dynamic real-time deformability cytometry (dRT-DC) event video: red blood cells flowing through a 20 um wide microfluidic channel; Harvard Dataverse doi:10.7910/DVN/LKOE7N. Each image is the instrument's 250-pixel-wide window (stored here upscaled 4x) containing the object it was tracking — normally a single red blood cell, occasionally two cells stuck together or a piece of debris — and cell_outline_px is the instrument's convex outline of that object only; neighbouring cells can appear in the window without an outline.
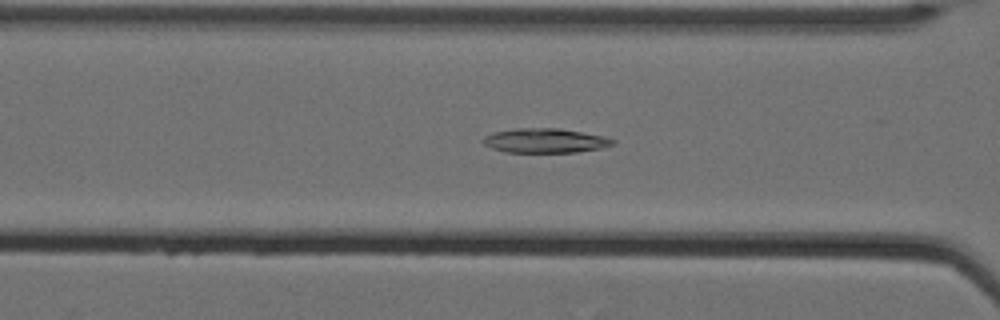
{"species": "Egyptian fruit bat (a non-hibernating species)", "species_latin": "Rousettus aegyptiacus", "temperature_condition": "cold", "stored_images_in_passage": 41, "camera_frame_rate_fps": 3000, "um_per_image_px": 0.085, "animal": {"sex": "female"}, "frame": {"image": 1, "passage_image": 9, "time_ms": 2.667, "image_size_px": [1000, 320], "cell_outline_px": [[616, 144], [600, 148], [576, 152], [504, 152], [492, 148], [484, 144], [480, 140], [484, 136], [496, 132], [516, 128], [560, 128], [604, 136], [616, 140]], "centroid_in_image_um": [46.34, 11.95], "position_along_channel_um": 120.3, "area_um2": 18.5}}
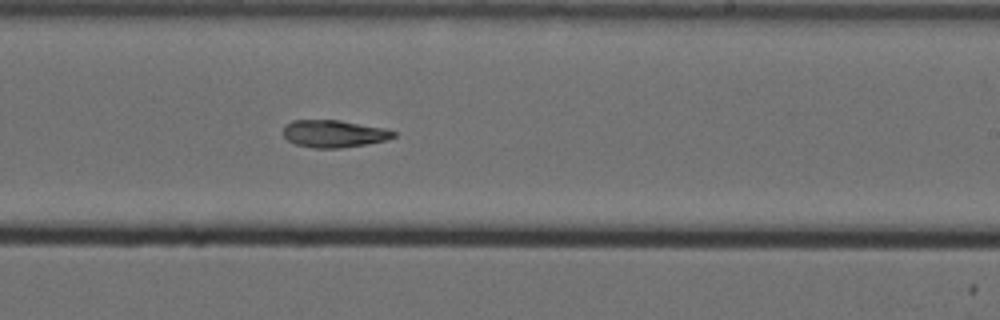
{"frame": {"image": 2, "passage_image": 21, "time_ms": 6.667, "image_size_px": [1000, 320], "cell_outline_px": [[396, 136], [388, 140], [368, 144], [340, 148], [312, 148], [296, 144], [288, 140], [284, 136], [284, 128], [292, 120], [340, 120], [388, 128], [396, 132]], "centroid_in_image_um": [28.46, 11.36], "position_along_channel_um": 260.5, "area_um2": 17.74}}
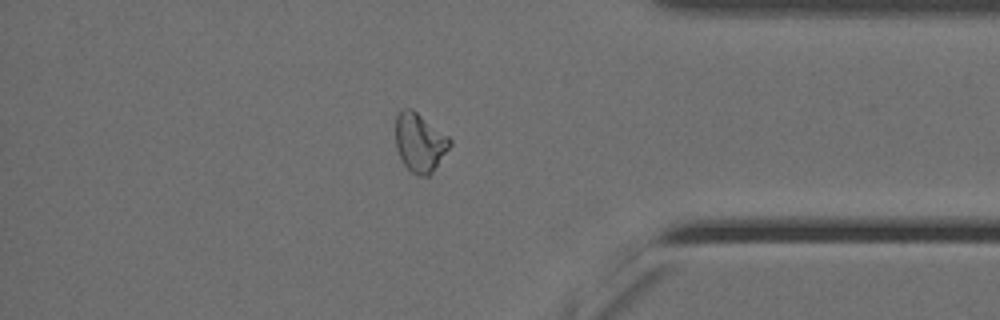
{"frame": {"image": 3, "passage_image": 34, "time_ms": 11.0, "image_size_px": [1000, 320], "cell_outline_px": [[452, 144], [432, 172], [428, 176], [416, 176], [400, 160], [396, 148], [396, 116], [404, 108], [412, 108], [448, 136], [452, 140]], "centroid_in_image_um": [35.67, 12.12], "position_along_channel_um": 399.5, "area_um2": 18.55}}